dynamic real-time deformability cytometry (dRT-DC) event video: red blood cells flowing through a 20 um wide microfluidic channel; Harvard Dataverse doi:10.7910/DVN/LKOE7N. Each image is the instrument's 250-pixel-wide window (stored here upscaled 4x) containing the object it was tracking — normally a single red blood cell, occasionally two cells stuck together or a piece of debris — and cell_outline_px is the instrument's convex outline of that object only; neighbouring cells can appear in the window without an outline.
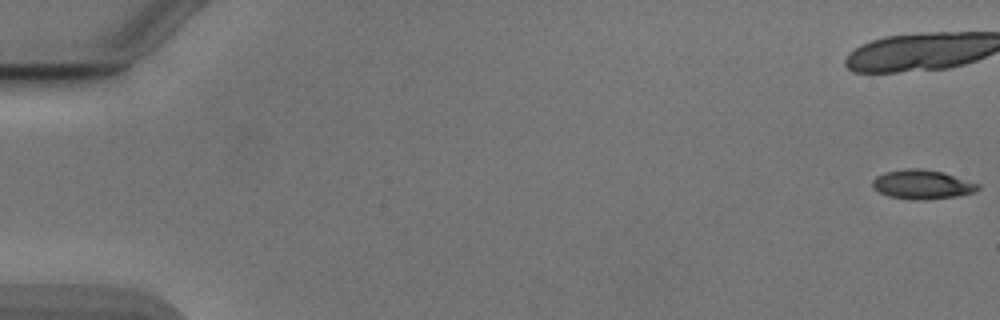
{"species": "Egyptian fruit bat (a non-hibernating species)", "species_latin": "Rousettus aegyptiacus", "temperature_condition": "cold", "stored_images_in_passage": 21, "camera_frame_rate_fps": 3000, "um_per_image_px": 0.085, "animal": {"sex": "male"}, "frame": {"image": 1, "passage_image": 1, "time_ms": 0.0, "image_size_px": [1000, 320], "cell_outline_px": [[980, 188], [976, 192], [956, 196], [924, 200], [916, 200], [888, 196], [872, 188], [872, 180], [876, 176], [884, 172], [904, 168], [920, 168], [944, 172], [980, 184]], "centroid_in_image_um": [78.39, 15.67], "position_along_channel_um": 6.6, "area_um2": 18.15}}